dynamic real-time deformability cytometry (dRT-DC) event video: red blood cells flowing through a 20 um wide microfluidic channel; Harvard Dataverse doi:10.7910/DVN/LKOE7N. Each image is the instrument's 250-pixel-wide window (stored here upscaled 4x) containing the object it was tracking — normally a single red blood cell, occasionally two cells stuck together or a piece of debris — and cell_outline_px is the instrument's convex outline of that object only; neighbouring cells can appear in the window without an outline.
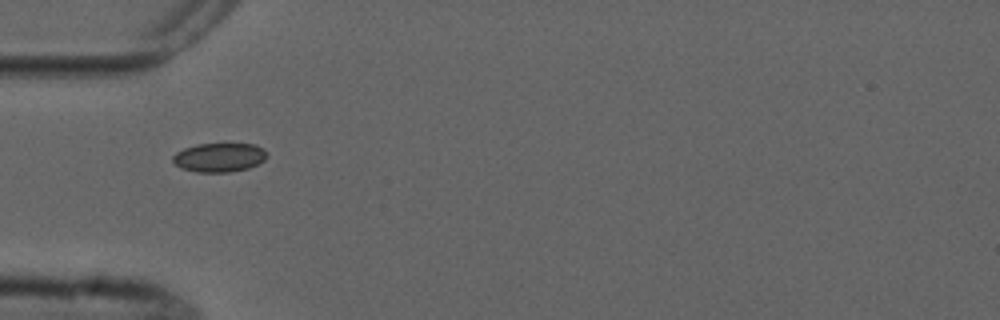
{"species": "common noctule bat (a hibernating species)", "species_latin": "Nyctalus noctula", "temperature_condition": "cold", "stored_images_in_passage": 6, "camera_frame_rate_fps": 3000, "um_per_image_px": 0.085, "animal": {"sex": "male", "forearm_length_mm": 52.5}, "frame": {"image": 1, "passage_image": 3, "time_ms": 2.333, "image_size_px": [1000, 320], "cell_outline_px": [[268, 156], [264, 160], [248, 168], [228, 172], [196, 172], [180, 168], [172, 160], [172, 156], [176, 152], [184, 148], [196, 144], [256, 144], [264, 148], [268, 152]], "centroid_in_image_um": [18.64, 13.37], "position_along_channel_um": 66.4, "area_um2": 16.01}}
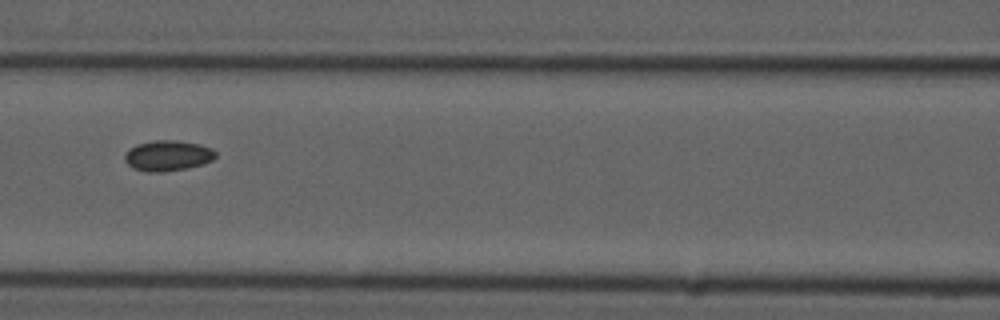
{"frame": {"image": 2, "passage_image": 5, "time_ms": 4.667, "image_size_px": [1000, 320], "cell_outline_px": [[216, 156], [212, 160], [204, 164], [184, 168], [160, 172], [148, 172], [132, 168], [124, 160], [124, 156], [136, 144], [156, 140], [176, 140], [200, 144], [212, 148], [216, 152]], "centroid_in_image_um": [14.28, 13.22], "position_along_channel_um": 152.3, "area_um2": 16.07}}
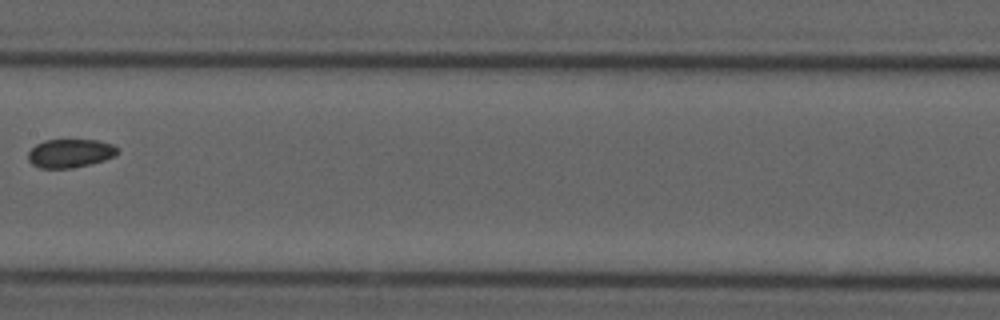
{"frame": {"image": 3, "passage_image": 6, "time_ms": 6.0, "image_size_px": [1000, 320], "cell_outline_px": [[120, 152], [116, 156], [104, 160], [72, 168], [40, 168], [32, 164], [28, 160], [28, 152], [36, 144], [44, 140], [96, 140], [112, 144]], "centroid_in_image_um": [5.96, 13.03], "position_along_channel_um": 201.4, "area_um2": 14.85}}